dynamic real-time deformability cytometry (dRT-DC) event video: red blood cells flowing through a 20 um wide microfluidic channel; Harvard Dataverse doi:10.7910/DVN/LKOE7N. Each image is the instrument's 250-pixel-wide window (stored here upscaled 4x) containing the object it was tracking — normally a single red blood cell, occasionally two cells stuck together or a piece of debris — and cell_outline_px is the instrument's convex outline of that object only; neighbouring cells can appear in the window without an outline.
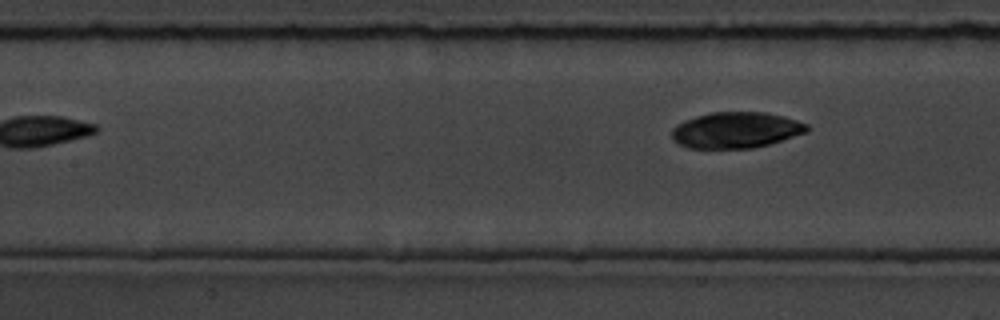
{"species": "common noctule bat (a hibernating species)", "species_latin": "Nyctalus noctula", "temperature_condition": "room temperature", "stored_images_in_passage": 4, "camera_frame_rate_fps": 3000, "um_per_image_px": 0.085, "animal": {"sex": "male", "body_mass_g": 19.5, "forearm_length_mm": 54.6}, "frame": {"image": 1, "passage_image": 4, "time_ms": 3.333, "image_size_px": [1000, 320], "cell_outline_px": [[808, 132], [768, 144], [752, 148], [688, 148], [672, 140], [672, 128], [676, 124], [684, 120], [696, 116], [712, 112], [764, 112], [784, 116], [808, 124]], "centroid_in_image_um": [62.54, 11.05], "position_along_channel_um": 144.9, "area_um2": 28.38}}